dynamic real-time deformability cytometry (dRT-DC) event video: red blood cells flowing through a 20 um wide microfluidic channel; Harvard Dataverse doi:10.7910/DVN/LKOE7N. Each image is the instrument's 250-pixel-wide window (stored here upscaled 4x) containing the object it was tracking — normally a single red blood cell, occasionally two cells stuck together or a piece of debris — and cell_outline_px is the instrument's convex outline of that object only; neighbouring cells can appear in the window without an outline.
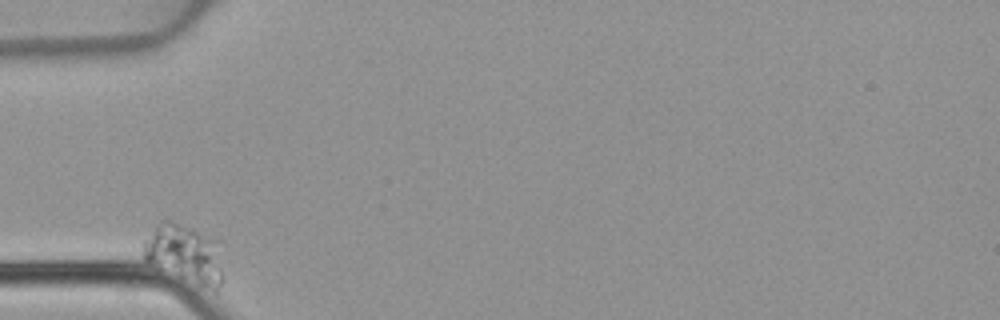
{"species": "common noctule bat (a hibernating species)", "species_latin": "Nyctalus noctula", "temperature_condition": "warm", "stored_images_in_passage": 31, "camera_frame_rate_fps": 3000, "um_per_image_px": 0.085, "animal": {"sex": "female", "body_mass_g": 22.7, "forearm_length_mm": 54.2}, "frame": {"image": 1, "passage_image": 1, "time_ms": 0.0, "image_size_px": [1000, 320], "cell_outline_px": [[224, 280], [216, 292], [144, 260], [144, 240], [156, 224], [164, 220], [172, 220], [216, 240], [224, 276]], "centroid_in_image_um": [15.72, 21.57], "position_along_channel_um": 69.3, "area_um2": 26.41}}
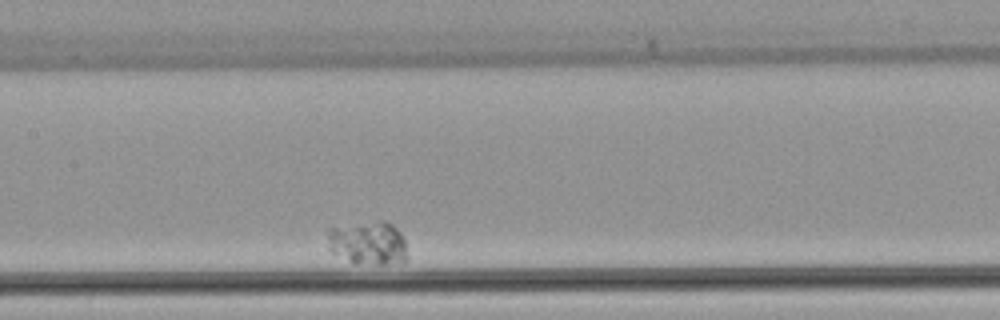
{"frame": {"image": 2, "passage_image": 13, "time_ms": 4.0, "image_size_px": [1000, 320], "cell_outline_px": [[408, 260], [404, 264], [352, 264], [332, 252], [328, 248], [328, 228], [384, 220], [392, 224], [400, 232], [404, 240], [408, 256]], "centroid_in_image_um": [31.32, 20.7], "position_along_channel_um": 176.1, "area_um2": 20.63}}
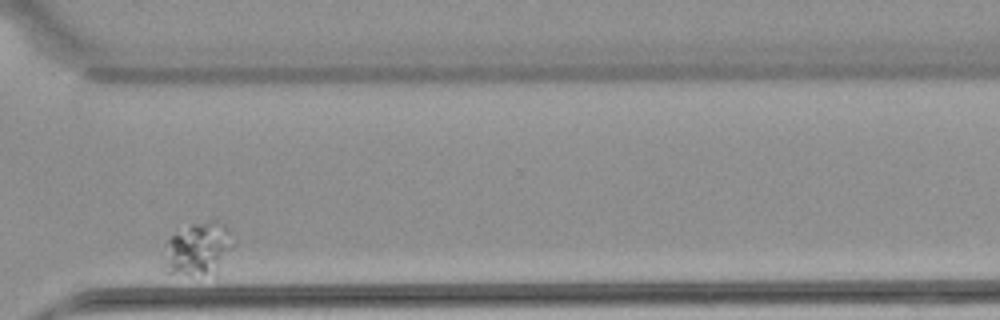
{"frame": {"image": 3, "passage_image": 30, "time_ms": 9.667, "image_size_px": [1000, 320], "cell_outline_px": [[228, 248], [216, 276], [164, 272], [160, 268], [160, 264], [168, 240], [172, 236], [192, 224], [212, 220], [220, 220], [228, 228]], "centroid_in_image_um": [16.73, 21.2], "position_along_channel_um": 353.9, "area_um2": 21.04}}